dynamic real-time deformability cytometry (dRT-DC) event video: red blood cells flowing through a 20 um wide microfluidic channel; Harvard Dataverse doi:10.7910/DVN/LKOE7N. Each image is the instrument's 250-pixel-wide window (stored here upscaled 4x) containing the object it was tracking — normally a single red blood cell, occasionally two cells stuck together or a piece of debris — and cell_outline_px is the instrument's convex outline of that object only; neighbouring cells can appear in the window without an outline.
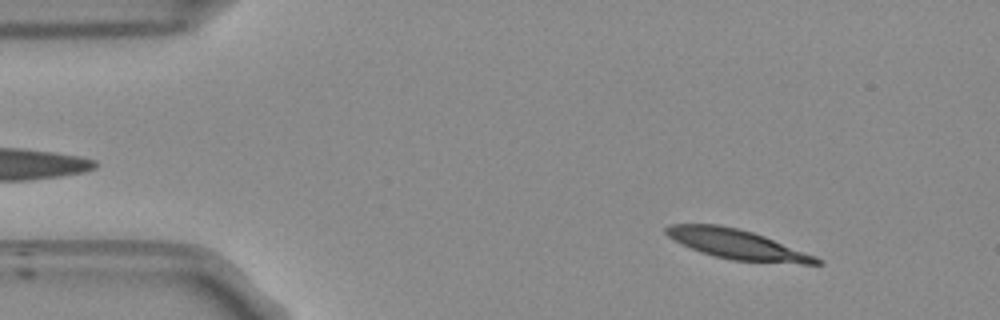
{"species": "Egyptian fruit bat (a non-hibernating species)", "species_latin": "Rousettus aegyptiacus", "temperature_condition": "room temperature", "stored_images_in_passage": 52, "camera_frame_rate_fps": 3000, "um_per_image_px": 0.085, "frame": {"image": 1, "passage_image": 6, "time_ms": 1.667, "image_size_px": [1000, 320], "cell_outline_px": [[824, 264], [804, 264], [732, 260], [700, 252], [668, 236], [664, 232], [664, 228], [668, 224], [720, 224], [752, 232], [764, 236], [816, 256], [824, 260]], "centroid_in_image_um": [62.68, 20.76], "position_along_channel_um": 22.3, "area_um2": 25.78}}
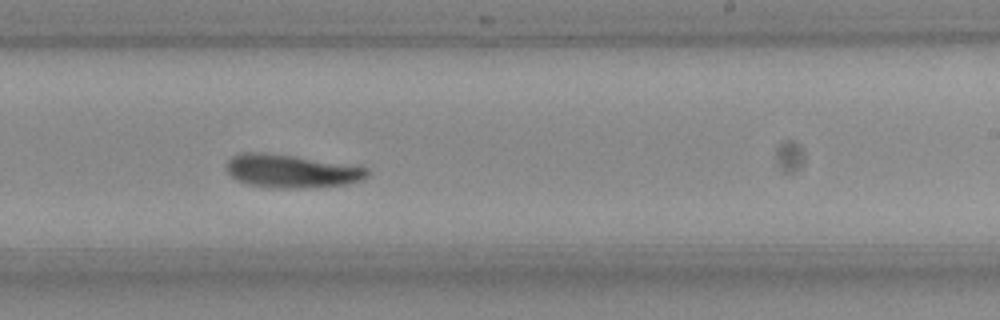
{"frame": {"image": 2, "passage_image": 31, "time_ms": 10.0, "image_size_px": [1000, 320], "cell_outline_px": [[368, 176], [364, 180], [348, 184], [312, 188], [272, 188], [248, 184], [236, 180], [224, 168], [228, 160], [232, 156], [244, 152], [256, 152], [292, 156], [352, 164], [368, 168]], "centroid_in_image_um": [24.8, 14.56], "position_along_channel_um": 264.2, "area_um2": 27.57}}
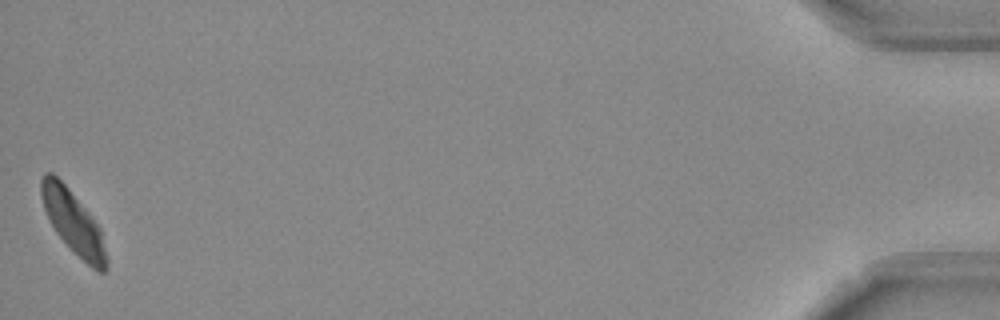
{"frame": {"image": 3, "passage_image": 52, "time_ms": 17.0, "image_size_px": [1000, 320], "cell_outline_px": [[108, 268], [104, 272], [100, 272], [92, 268], [56, 232], [44, 208], [40, 192], [40, 180], [44, 172], [52, 172], [68, 188], [100, 228], [108, 260]], "centroid_in_image_um": [6.22, 18.87], "position_along_channel_um": 429.0, "area_um2": 23.12}, "authors_computed_cell_mechanics": {"area_um2": 26.588, "velocity_mm_per_s": 3.7763, "shape_relaxation_time_tau1_ms": 5.0054, "shape_relaxation_time_tau2_ms": 3.2582, "deformation_change_tau1": 0.1782, "deformation_change_tau2": 0.0945}}